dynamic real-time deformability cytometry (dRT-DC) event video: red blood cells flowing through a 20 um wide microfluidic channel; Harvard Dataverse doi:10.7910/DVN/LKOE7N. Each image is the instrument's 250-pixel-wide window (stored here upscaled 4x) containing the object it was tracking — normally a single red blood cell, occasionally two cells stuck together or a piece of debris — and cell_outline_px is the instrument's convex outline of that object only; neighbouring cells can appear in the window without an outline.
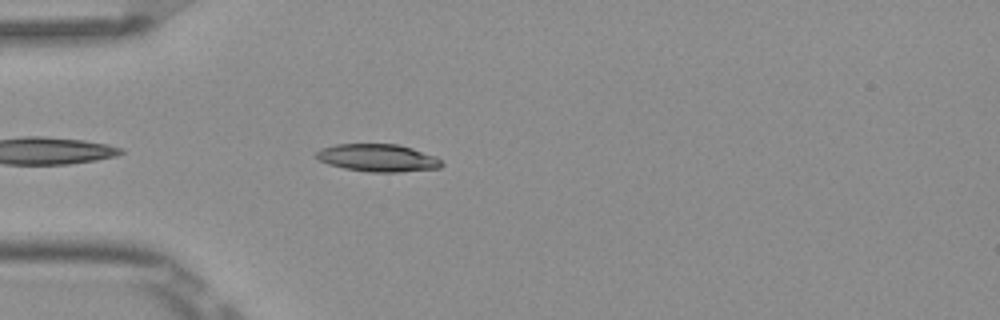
{"species": "Egyptian fruit bat (a non-hibernating species)", "species_latin": "Rousettus aegyptiacus", "temperature_condition": "room temperature", "stored_images_in_passage": 3, "camera_frame_rate_fps": 3000, "um_per_image_px": 0.085, "frame": {"image": 1, "passage_image": 3, "time_ms": 0.667, "image_size_px": [1000, 320], "cell_outline_px": [[444, 164], [440, 168], [396, 172], [368, 172], [344, 168], [328, 164], [312, 156], [320, 148], [336, 144], [396, 144], [412, 148], [436, 156]], "centroid_in_image_um": [32.09, 13.42], "position_along_channel_um": 52.9, "area_um2": 20.23}}